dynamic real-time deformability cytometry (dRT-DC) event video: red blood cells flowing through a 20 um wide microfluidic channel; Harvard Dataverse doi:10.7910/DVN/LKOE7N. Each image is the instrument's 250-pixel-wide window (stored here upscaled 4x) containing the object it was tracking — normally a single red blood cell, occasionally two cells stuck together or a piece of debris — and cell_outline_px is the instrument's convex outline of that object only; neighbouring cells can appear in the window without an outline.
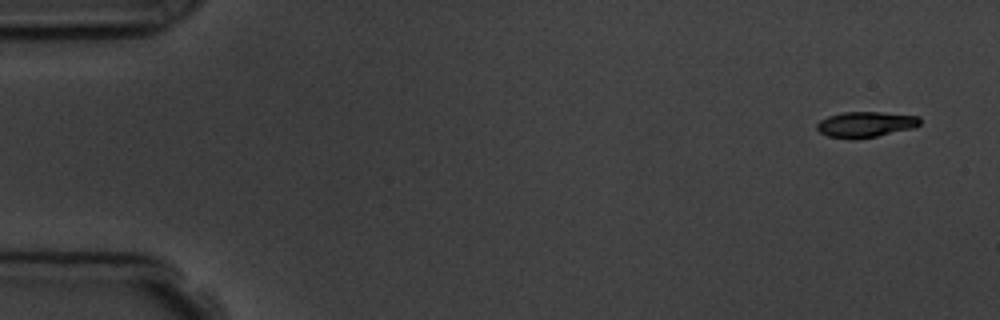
{"species": "common noctule bat (a hibernating species)", "species_latin": "Nyctalus noctula", "temperature_condition": "room temperature", "stored_images_in_passage": 9, "camera_frame_rate_fps": 3000, "um_per_image_px": 0.085, "animal": {"sex": "male", "body_mass_g": 19.5, "forearm_length_mm": 54.6}, "frame": {"image": 1, "passage_image": 1, "time_ms": 0.0, "image_size_px": [1000, 320], "cell_outline_px": [[920, 124], [912, 128], [876, 136], [856, 140], [852, 140], [828, 136], [820, 132], [816, 128], [816, 124], [820, 120], [828, 116], [844, 112], [880, 112], [920, 116]], "centroid_in_image_um": [73.54, 10.58], "position_along_channel_um": 11.5, "area_um2": 15.43}}
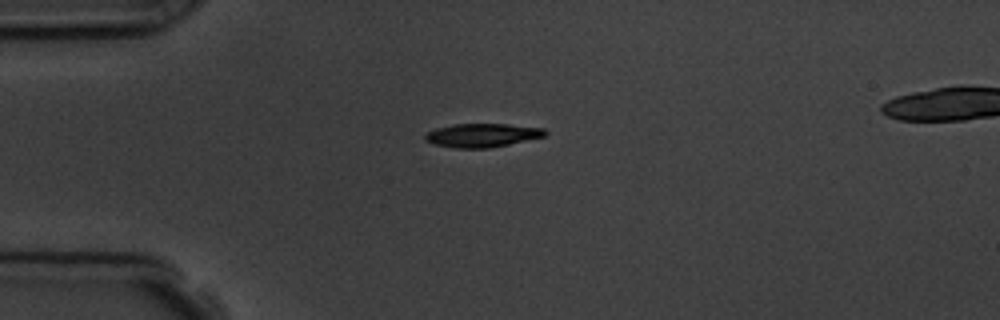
{"frame": {"image": 2, "passage_image": 4, "time_ms": 3.667, "image_size_px": [1000, 320], "cell_outline_px": [[548, 132], [544, 136], [508, 144], [488, 148], [456, 148], [436, 144], [424, 140], [424, 136], [428, 132], [436, 128], [452, 124], [508, 124], [544, 128]], "centroid_in_image_um": [40.98, 11.49], "position_along_channel_um": 44.0, "area_um2": 16.36}}